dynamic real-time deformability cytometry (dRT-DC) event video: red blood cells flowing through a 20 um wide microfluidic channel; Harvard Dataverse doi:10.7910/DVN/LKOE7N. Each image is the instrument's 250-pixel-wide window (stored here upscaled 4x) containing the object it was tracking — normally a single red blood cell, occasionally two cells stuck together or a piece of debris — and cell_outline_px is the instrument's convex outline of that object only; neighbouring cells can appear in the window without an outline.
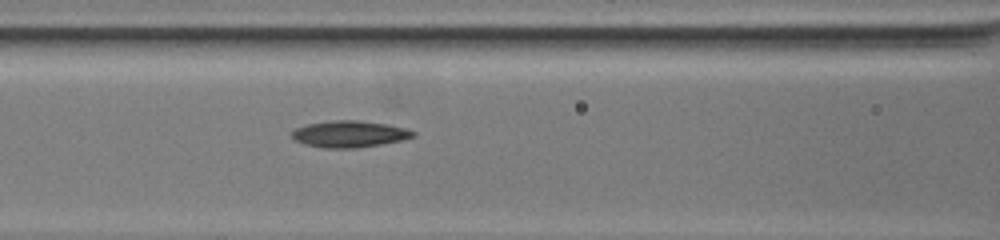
{"species": "common noctule bat (a hibernating species)", "species_latin": "Nyctalus noctula", "temperature_condition": "warm", "stored_images_in_passage": 18, "camera_frame_rate_fps": 3000, "um_per_image_px": 0.085, "animal": {"sex": "female", "body_mass_g": 19.5, "forearm_length_mm": 54.1}, "frame": {"image": 1, "passage_image": 7, "time_ms": 5.667, "image_size_px": [1000, 240], "cell_outline_px": [[416, 136], [400, 140], [380, 144], [356, 148], [324, 148], [304, 144], [296, 140], [292, 136], [292, 132], [296, 128], [308, 124], [332, 120], [360, 120], [388, 124], [404, 128], [416, 132]], "centroid_in_image_um": [29.71, 11.38], "position_along_channel_um": 136.9, "area_um2": 18.67}}
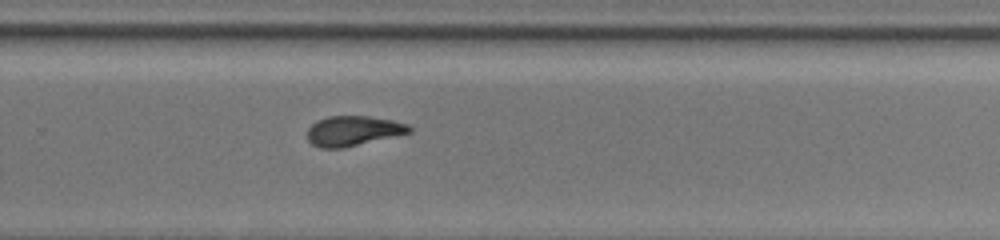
{"frame": {"image": 2, "passage_image": 13, "time_ms": 11.0, "image_size_px": [1000, 240], "cell_outline_px": [[412, 132], [344, 148], [320, 148], [312, 144], [308, 140], [308, 128], [312, 124], [328, 116], [368, 116], [392, 120], [408, 124], [412, 128]], "centroid_in_image_um": [30.03, 11.13], "position_along_channel_um": 299.8, "area_um2": 17.74}}
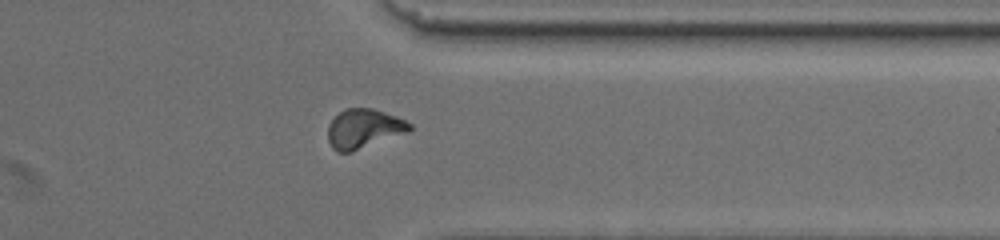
{"frame": {"image": 3, "passage_image": 16, "time_ms": 13.667, "image_size_px": [1000, 240], "cell_outline_px": [[412, 128], [408, 132], [352, 152], [336, 152], [332, 148], [328, 140], [328, 124], [344, 108], [372, 108], [396, 116], [412, 124]], "centroid_in_image_um": [30.91, 10.94], "position_along_channel_um": 380.5, "area_um2": 18.73}}